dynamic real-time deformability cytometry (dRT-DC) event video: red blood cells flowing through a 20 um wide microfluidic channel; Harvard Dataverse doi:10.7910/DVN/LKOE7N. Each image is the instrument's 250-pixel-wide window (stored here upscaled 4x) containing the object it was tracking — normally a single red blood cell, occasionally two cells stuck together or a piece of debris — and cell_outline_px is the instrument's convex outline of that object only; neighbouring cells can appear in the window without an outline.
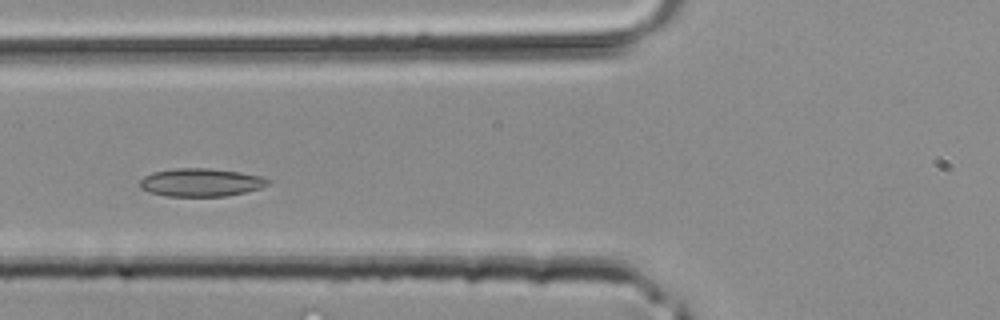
{"species": "common noctule bat (a hibernating species)", "species_latin": "Nyctalus noctula", "temperature_condition": "room temperature", "stored_images_in_passage": 31, "camera_frame_rate_fps": 3000, "um_per_image_px": 0.085, "animal": {"sex": "male", "body_mass_g": 20.4}, "frame": {"image": 1, "passage_image": 9, "time_ms": 2.667, "image_size_px": [1000, 320], "cell_outline_px": [[272, 180], [268, 184], [260, 188], [244, 192], [224, 196], [164, 196], [148, 192], [140, 188], [140, 180], [144, 176], [152, 172], [172, 168], [208, 168], [240, 172], [260, 176]], "centroid_in_image_um": [17.04, 15.5], "position_along_channel_um": 108.8, "area_um2": 21.04}}
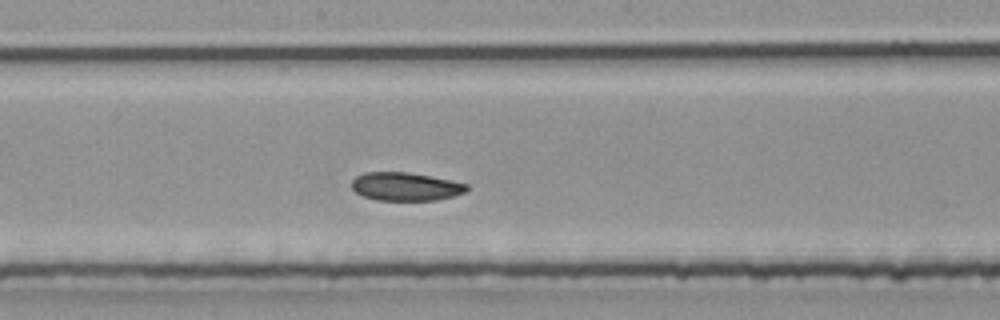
{"frame": {"image": 2, "passage_image": 15, "time_ms": 4.667, "image_size_px": [1000, 320], "cell_outline_px": [[468, 192], [436, 200], [376, 200], [364, 196], [356, 192], [352, 188], [352, 180], [356, 176], [364, 172], [408, 172], [452, 180], [468, 184]], "centroid_in_image_um": [34.49, 15.85], "position_along_channel_um": 213.7, "area_um2": 19.02}}
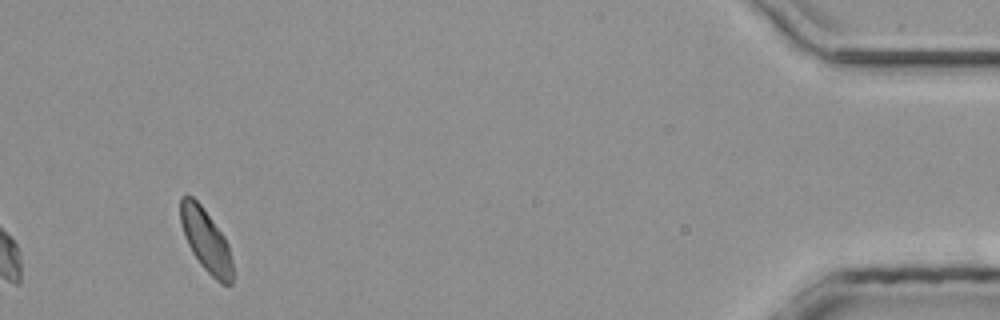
{"frame": {"image": 3, "passage_image": 31, "time_ms": 10.0, "image_size_px": [1000, 320], "cell_outline_px": [[232, 284], [220, 284], [200, 264], [192, 252], [184, 236], [180, 224], [180, 196], [192, 196], [200, 204], [224, 236], [228, 244], [232, 260]], "centroid_in_image_um": [17.49, 20.43], "position_along_channel_um": 417.7, "area_um2": 18.96}}